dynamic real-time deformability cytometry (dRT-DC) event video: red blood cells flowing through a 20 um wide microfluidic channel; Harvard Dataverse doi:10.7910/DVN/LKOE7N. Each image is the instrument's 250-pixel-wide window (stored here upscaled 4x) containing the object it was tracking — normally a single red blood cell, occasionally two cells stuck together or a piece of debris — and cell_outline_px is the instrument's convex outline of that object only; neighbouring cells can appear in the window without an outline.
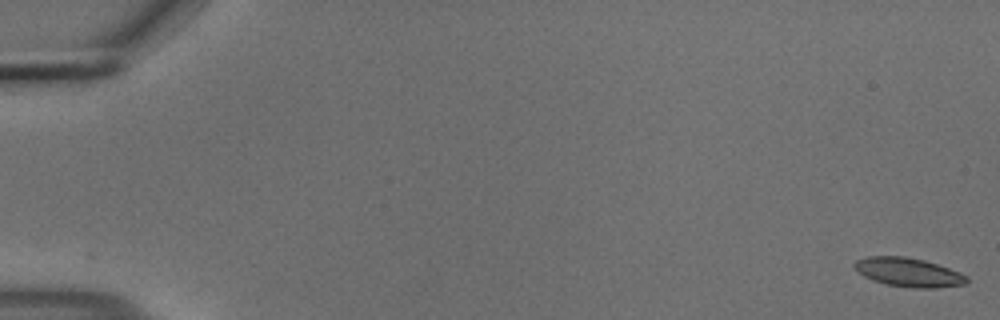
{"species": "common noctule bat (a hibernating species)", "species_latin": "Nyctalus noctula", "temperature_condition": "cold", "stored_images_in_passage": 56, "camera_frame_rate_fps": 3000, "um_per_image_px": 0.085, "animal": {"sex": "male", "body_mass_g": 18.8}, "frame": {"image": 1, "passage_image": 1, "time_ms": 0.0, "image_size_px": [1000, 320], "cell_outline_px": [[968, 280], [964, 284], [936, 288], [916, 288], [888, 284], [872, 280], [864, 276], [852, 268], [852, 264], [856, 260], [868, 256], [904, 256], [924, 260], [960, 272], [968, 276]], "centroid_in_image_um": [77.19, 23.13], "position_along_channel_um": 7.8, "area_um2": 18.9}}
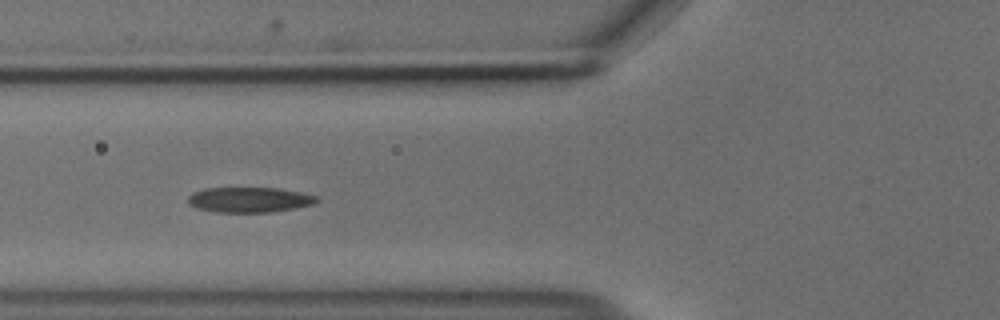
{"frame": {"image": 2, "passage_image": 22, "time_ms": 7.0, "image_size_px": [1000, 320], "cell_outline_px": [[320, 200], [312, 204], [272, 212], [212, 212], [196, 208], [188, 204], [188, 196], [192, 192], [204, 188], [280, 188], [300, 192], [316, 196]], "centroid_in_image_um": [21.14, 16.97], "position_along_channel_um": 104.7, "area_um2": 18.96}}
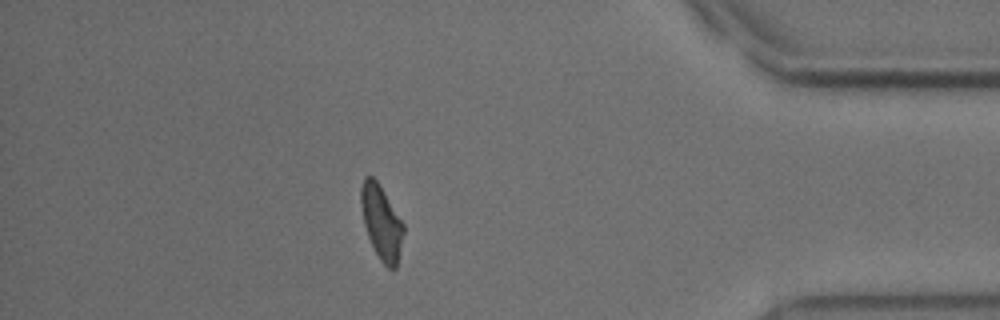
{"frame": {"image": 3, "passage_image": 49, "time_ms": 16.0, "image_size_px": [1000, 320], "cell_outline_px": [[404, 232], [396, 268], [388, 268], [380, 260], [368, 236], [364, 224], [360, 204], [360, 188], [364, 176], [372, 176], [376, 180], [404, 224]], "centroid_in_image_um": [32.4, 18.88], "position_along_channel_um": 402.8, "area_um2": 18.09}, "authors_computed_cell_mechanics": {"area_um2": 19.1029, "velocity_mm_per_s": 3.6955, "shape_relaxation_time_tau1_ms": 3.4413, "shape_relaxation_time_tau2_ms": 3.5378, "deformation_change_tau1": 0.127, "deformation_change_tau2": 0.1075}}